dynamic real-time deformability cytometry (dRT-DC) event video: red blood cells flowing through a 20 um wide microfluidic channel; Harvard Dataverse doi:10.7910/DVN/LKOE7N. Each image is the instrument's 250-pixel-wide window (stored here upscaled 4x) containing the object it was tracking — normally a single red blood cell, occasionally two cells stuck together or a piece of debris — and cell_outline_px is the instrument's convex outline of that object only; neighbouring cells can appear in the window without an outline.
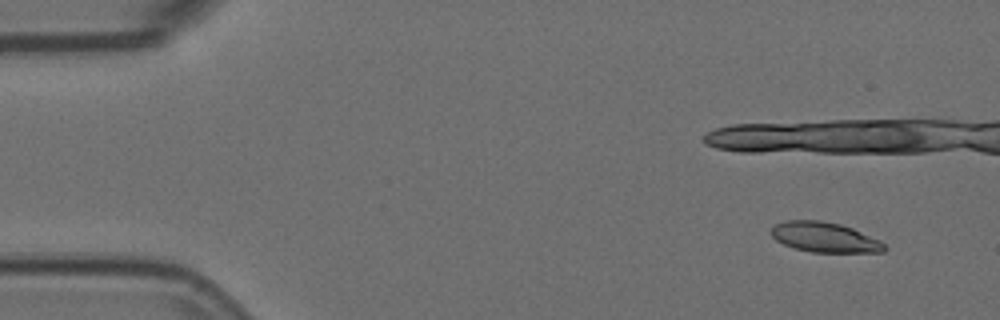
{"species": "Egyptian fruit bat (a non-hibernating species)", "species_latin": "Rousettus aegyptiacus", "temperature_condition": "room temperature", "stored_images_in_passage": 6, "camera_frame_rate_fps": 3000, "um_per_image_px": 0.085, "animal": {"sex": "female"}, "frame": {"image": 1, "passage_image": 1, "time_ms": 0.0, "image_size_px": [1000, 320], "cell_outline_px": [[888, 248], [884, 252], [812, 252], [796, 248], [784, 244], [776, 240], [772, 236], [772, 228], [776, 224], [784, 220], [820, 220], [840, 224], [852, 228], [884, 244]], "centroid_in_image_um": [70.07, 20.16], "position_along_channel_um": 14.9, "area_um2": 19.48}}